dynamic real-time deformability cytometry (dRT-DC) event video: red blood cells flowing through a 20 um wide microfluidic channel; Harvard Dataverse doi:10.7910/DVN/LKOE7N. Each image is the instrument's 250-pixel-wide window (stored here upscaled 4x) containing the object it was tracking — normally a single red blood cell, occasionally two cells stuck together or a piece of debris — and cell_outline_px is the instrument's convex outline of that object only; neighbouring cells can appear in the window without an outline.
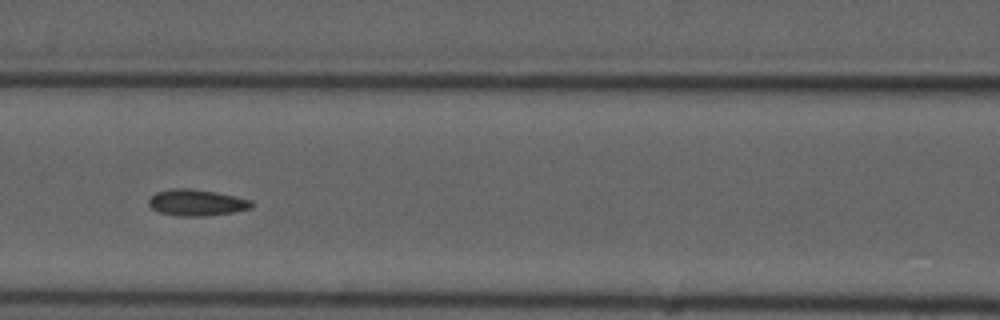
{"species": "common noctule bat (a hibernating species)", "species_latin": "Nyctalus noctula", "temperature_condition": "cold", "stored_images_in_passage": 6, "camera_frame_rate_fps": 3000, "um_per_image_px": 0.085, "animal": {"sex": "male", "forearm_length_mm": 52.5}, "frame": {"image": 1, "passage_image": 4, "time_ms": 3.333, "image_size_px": [1000, 320], "cell_outline_px": [[256, 204], [252, 208], [236, 212], [208, 216], [176, 216], [160, 212], [152, 208], [148, 204], [148, 200], [156, 192], [172, 188], [188, 188], [216, 192], [236, 196], [252, 200]], "centroid_in_image_um": [16.77, 17.23], "position_along_channel_um": 149.8, "area_um2": 16.07}}
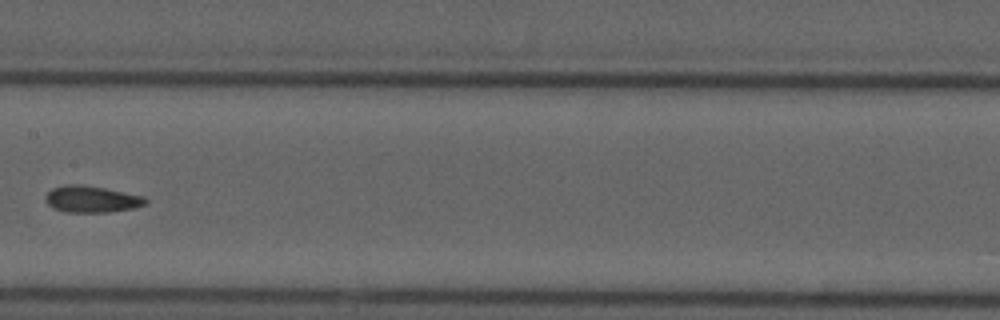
{"frame": {"image": 2, "passage_image": 5, "time_ms": 4.667, "image_size_px": [1000, 320], "cell_outline_px": [[148, 204], [132, 208], [108, 212], [64, 212], [52, 208], [44, 200], [44, 196], [52, 188], [64, 184], [80, 184], [104, 188], [144, 196], [148, 200]], "centroid_in_image_um": [7.75, 16.93], "position_along_channel_um": 199.6, "area_um2": 15.66}}
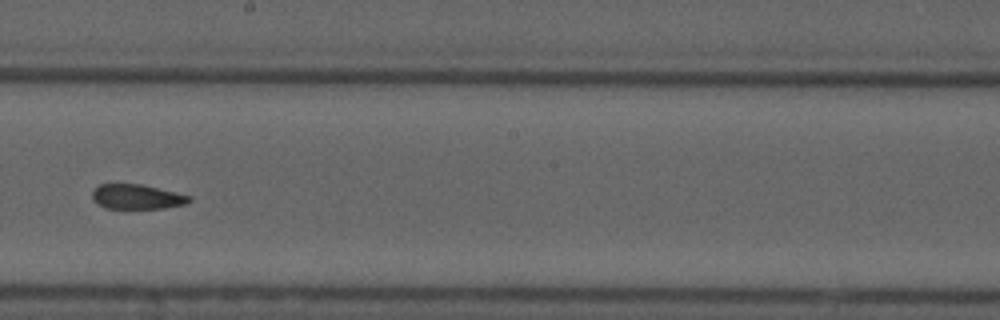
{"frame": {"image": 3, "passage_image": 6, "time_ms": 5.667, "image_size_px": [1000, 320], "cell_outline_px": [[192, 200], [188, 204], [164, 208], [128, 212], [124, 212], [108, 208], [100, 204], [92, 196], [92, 192], [100, 184], [140, 184], [192, 196]], "centroid_in_image_um": [11.68, 16.79], "position_along_channel_um": 236.5, "area_um2": 14.62}}